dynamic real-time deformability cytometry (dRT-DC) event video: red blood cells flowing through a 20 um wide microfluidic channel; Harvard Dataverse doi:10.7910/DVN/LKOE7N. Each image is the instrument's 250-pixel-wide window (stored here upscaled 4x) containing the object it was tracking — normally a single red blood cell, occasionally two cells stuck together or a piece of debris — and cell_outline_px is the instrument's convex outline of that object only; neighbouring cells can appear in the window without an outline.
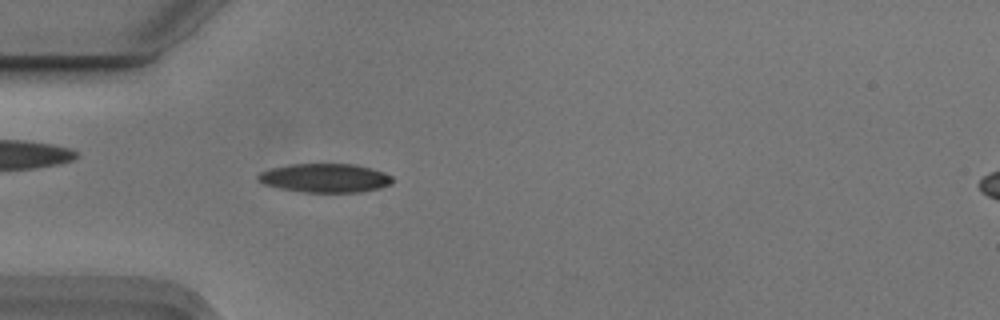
{"species": "Egyptian fruit bat (a non-hibernating species)", "species_latin": "Rousettus aegyptiacus", "temperature_condition": "cold", "stored_images_in_passage": 54, "camera_frame_rate_fps": 3000, "um_per_image_px": 0.085, "animal": {"sex": "male"}, "frame": {"image": 1, "passage_image": 16, "time_ms": 5.0, "image_size_px": [1000, 320], "cell_outline_px": [[392, 184], [380, 188], [360, 192], [304, 192], [280, 188], [264, 184], [256, 180], [256, 176], [260, 172], [272, 168], [288, 164], [352, 164], [384, 172], [392, 176]], "centroid_in_image_um": [27.6, 15.13], "position_along_channel_um": 57.4, "area_um2": 22.54}}
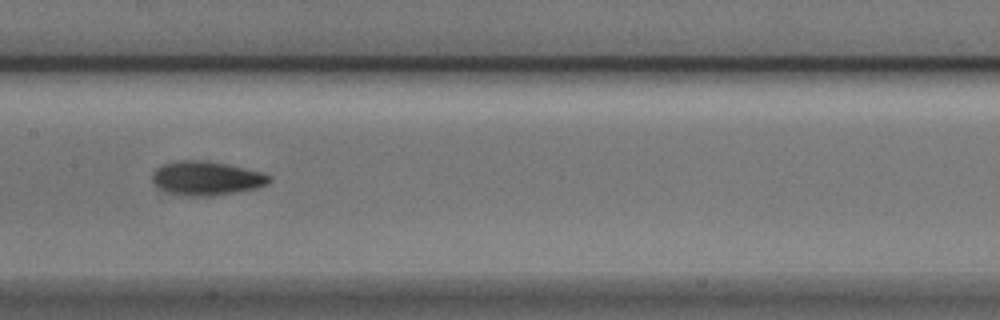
{"frame": {"image": 2, "passage_image": 27, "time_ms": 8.667, "image_size_px": [1000, 320], "cell_outline_px": [[272, 180], [268, 184], [256, 188], [212, 196], [176, 196], [156, 188], [152, 184], [152, 172], [156, 168], [164, 164], [180, 160], [200, 160], [228, 164], [264, 172], [272, 176]], "centroid_in_image_um": [17.52, 15.16], "position_along_channel_um": 189.9, "area_um2": 23.64}}
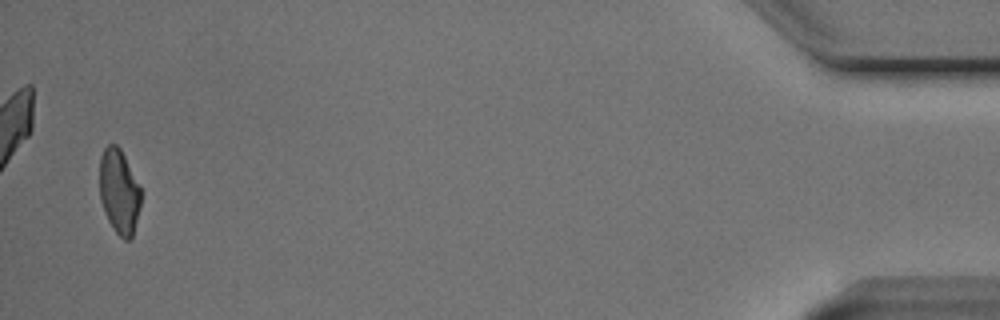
{"frame": {"image": 3, "passage_image": 53, "time_ms": 17.333, "image_size_px": [1000, 320], "cell_outline_px": [[144, 192], [140, 208], [132, 236], [128, 240], [124, 240], [112, 228], [108, 220], [100, 200], [100, 156], [104, 148], [108, 144], [116, 144], [120, 148]], "centroid_in_image_um": [10.15, 16.27], "position_along_channel_um": 425.0, "area_um2": 20.69}, "authors_computed_cell_mechanics": {"area_um2": 21.9351, "velocity_mm_per_s": 3.7385, "shape_relaxation_time_tau1_ms": 3.5371, "shape_relaxation_time_tau2_ms": 3.7081, "deformation_change_tau1": 0.1319, "deformation_change_tau2": 0.1053}}